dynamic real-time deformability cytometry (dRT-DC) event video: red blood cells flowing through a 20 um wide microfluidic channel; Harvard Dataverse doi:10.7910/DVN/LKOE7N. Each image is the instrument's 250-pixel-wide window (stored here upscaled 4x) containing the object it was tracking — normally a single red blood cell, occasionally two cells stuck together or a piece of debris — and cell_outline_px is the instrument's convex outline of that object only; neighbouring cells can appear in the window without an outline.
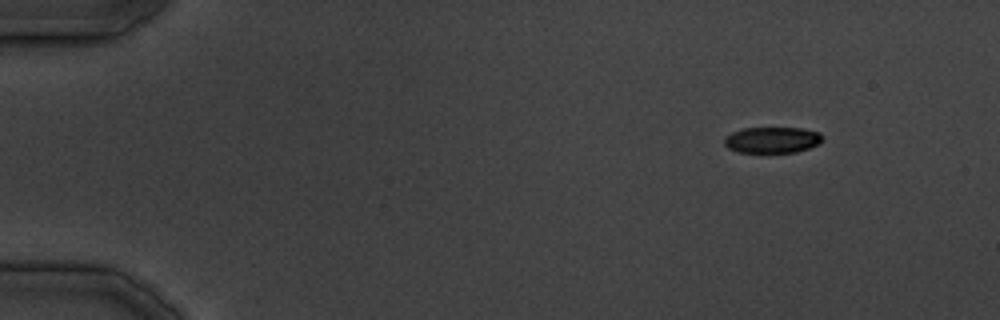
{"species": "common noctule bat (a hibernating species)", "species_latin": "Nyctalus noctula", "temperature_condition": "cold", "stored_images_in_passage": 34, "camera_frame_rate_fps": 3000, "um_per_image_px": 0.085, "animal": {"sex": "male", "body_mass_g": 19.5, "forearm_length_mm": 54.6}, "frame": {"image": 1, "passage_image": 1, "time_ms": 0.0, "image_size_px": [1000, 320], "cell_outline_px": [[824, 140], [820, 144], [796, 152], [740, 152], [728, 148], [724, 144], [724, 136], [732, 132], [744, 128], [800, 128], [820, 132], [824, 136]], "centroid_in_image_um": [65.67, 11.89], "position_along_channel_um": 19.3, "area_um2": 15.03}}
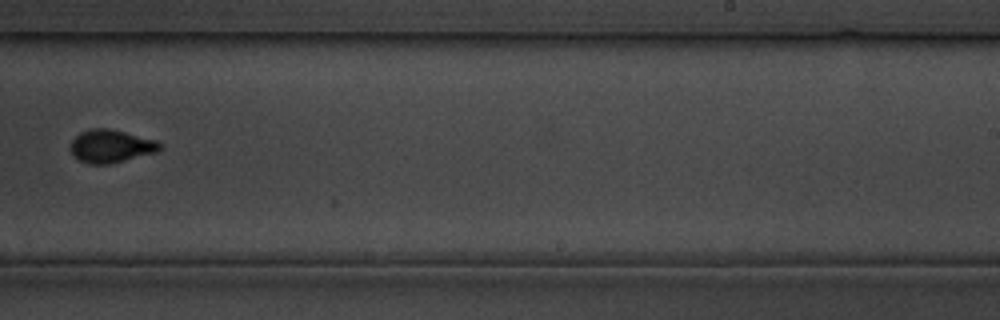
{"frame": {"image": 2, "passage_image": 21, "time_ms": 24.667, "image_size_px": [1000, 320], "cell_outline_px": [[164, 148], [160, 152], [108, 164], [88, 164], [72, 156], [72, 140], [80, 132], [88, 128], [108, 128], [156, 140]], "centroid_in_image_um": [9.46, 12.43], "position_along_channel_um": 279.5, "area_um2": 17.22}}
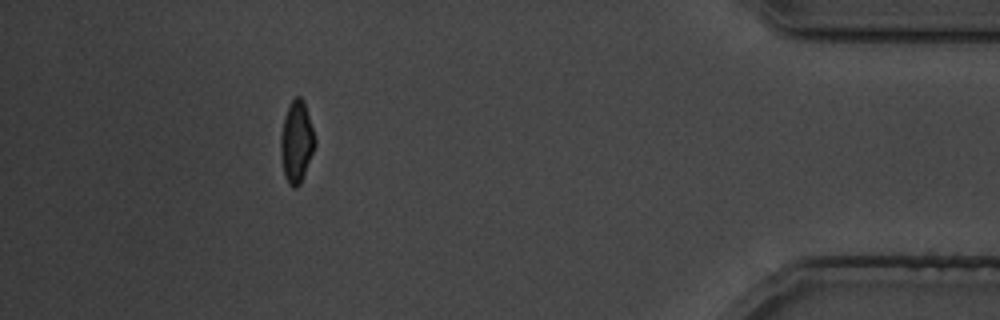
{"frame": {"image": 3, "passage_image": 31, "time_ms": 36.667, "image_size_px": [1000, 320], "cell_outline_px": [[316, 144], [300, 184], [296, 188], [292, 188], [288, 184], [284, 176], [280, 156], [280, 136], [284, 116], [292, 100], [296, 96], [300, 96], [304, 100], [316, 136]], "centroid_in_image_um": [25.2, 12.06], "position_along_channel_um": 410.0, "area_um2": 16.59}}